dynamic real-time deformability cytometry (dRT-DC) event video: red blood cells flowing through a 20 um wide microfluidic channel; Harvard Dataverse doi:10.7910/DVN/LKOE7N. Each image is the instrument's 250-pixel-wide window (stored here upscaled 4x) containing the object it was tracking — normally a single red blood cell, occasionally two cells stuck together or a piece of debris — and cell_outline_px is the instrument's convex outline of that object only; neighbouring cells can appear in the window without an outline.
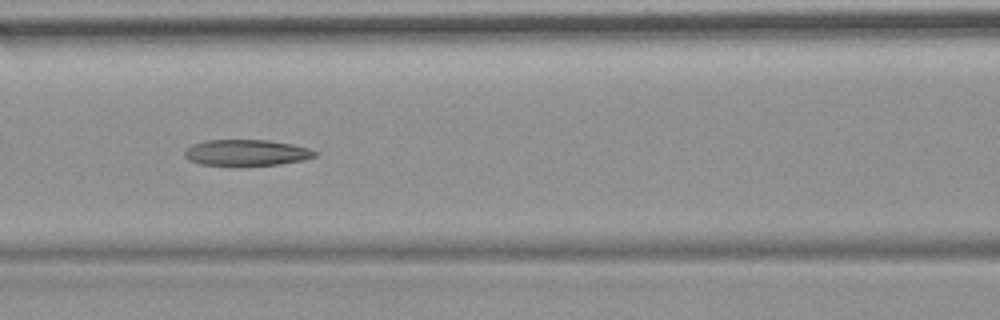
{"species": "common noctule bat (a hibernating species)", "species_latin": "Nyctalus noctula", "temperature_condition": "room temperature", "stored_images_in_passage": 8, "camera_frame_rate_fps": 3000, "um_per_image_px": 0.085, "animal": {"sex": "female", "body_mass_g": 19.9}, "frame": {"image": 1, "passage_image": 7, "time_ms": 7.667, "image_size_px": [1000, 320], "cell_outline_px": [[320, 152], [316, 156], [304, 160], [280, 164], [244, 168], [232, 168], [200, 164], [188, 160], [184, 156], [184, 152], [192, 144], [208, 140], [268, 140], [292, 144], [308, 148]], "centroid_in_image_um": [20.94, 13.03], "position_along_channel_um": 145.7, "area_um2": 20.81}}
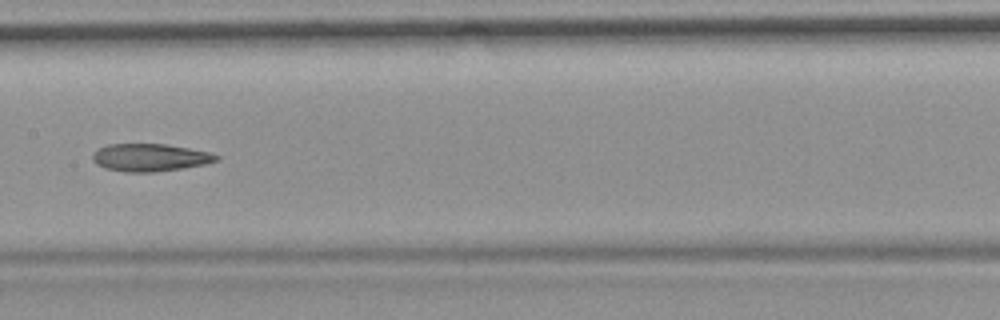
{"frame": {"image": 2, "passage_image": 8, "time_ms": 9.0, "image_size_px": [1000, 320], "cell_outline_px": [[220, 160], [204, 164], [184, 168], [156, 172], [124, 172], [104, 168], [96, 164], [92, 160], [92, 152], [96, 148], [108, 144], [164, 144], [212, 152], [220, 156]], "centroid_in_image_um": [12.73, 13.39], "position_along_channel_um": 194.7, "area_um2": 20.23}}